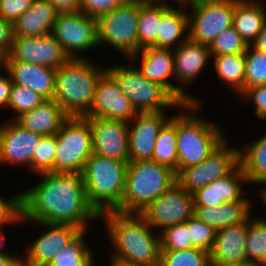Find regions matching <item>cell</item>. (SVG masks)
I'll list each match as a JSON object with an SVG mask.
<instances>
[{"mask_svg": "<svg viewBox=\"0 0 266 266\" xmlns=\"http://www.w3.org/2000/svg\"><path fill=\"white\" fill-rule=\"evenodd\" d=\"M38 184L21 193V219L26 222L69 224L88 230L100 214L89 203L80 172L37 174Z\"/></svg>", "mask_w": 266, "mask_h": 266, "instance_id": "6da1fadb", "label": "cell"}, {"mask_svg": "<svg viewBox=\"0 0 266 266\" xmlns=\"http://www.w3.org/2000/svg\"><path fill=\"white\" fill-rule=\"evenodd\" d=\"M100 221L105 222L112 246L109 258L159 266L161 251L159 232L152 230L140 214L105 211L100 214Z\"/></svg>", "mask_w": 266, "mask_h": 266, "instance_id": "7a4b0ae2", "label": "cell"}, {"mask_svg": "<svg viewBox=\"0 0 266 266\" xmlns=\"http://www.w3.org/2000/svg\"><path fill=\"white\" fill-rule=\"evenodd\" d=\"M86 56L70 58L56 69L53 100L69 117H84L91 109L99 78L106 72Z\"/></svg>", "mask_w": 266, "mask_h": 266, "instance_id": "3957f363", "label": "cell"}, {"mask_svg": "<svg viewBox=\"0 0 266 266\" xmlns=\"http://www.w3.org/2000/svg\"><path fill=\"white\" fill-rule=\"evenodd\" d=\"M202 106L193 102L176 110L178 173L205 160L226 138L222 125L198 114Z\"/></svg>", "mask_w": 266, "mask_h": 266, "instance_id": "277c9868", "label": "cell"}, {"mask_svg": "<svg viewBox=\"0 0 266 266\" xmlns=\"http://www.w3.org/2000/svg\"><path fill=\"white\" fill-rule=\"evenodd\" d=\"M177 182L176 172L154 160L129 162L120 213L140 214Z\"/></svg>", "mask_w": 266, "mask_h": 266, "instance_id": "5b68a950", "label": "cell"}, {"mask_svg": "<svg viewBox=\"0 0 266 266\" xmlns=\"http://www.w3.org/2000/svg\"><path fill=\"white\" fill-rule=\"evenodd\" d=\"M127 165L94 153L86 161L82 175L87 199L99 214L121 205Z\"/></svg>", "mask_w": 266, "mask_h": 266, "instance_id": "8992f818", "label": "cell"}, {"mask_svg": "<svg viewBox=\"0 0 266 266\" xmlns=\"http://www.w3.org/2000/svg\"><path fill=\"white\" fill-rule=\"evenodd\" d=\"M127 65L114 64L106 71L115 79L120 90L137 112L166 111L178 109L182 104L161 84L148 80L130 61Z\"/></svg>", "mask_w": 266, "mask_h": 266, "instance_id": "52a82bcc", "label": "cell"}, {"mask_svg": "<svg viewBox=\"0 0 266 266\" xmlns=\"http://www.w3.org/2000/svg\"><path fill=\"white\" fill-rule=\"evenodd\" d=\"M139 0H127L97 19L98 46L112 47L126 59L139 52Z\"/></svg>", "mask_w": 266, "mask_h": 266, "instance_id": "ba28073f", "label": "cell"}, {"mask_svg": "<svg viewBox=\"0 0 266 266\" xmlns=\"http://www.w3.org/2000/svg\"><path fill=\"white\" fill-rule=\"evenodd\" d=\"M54 173L80 172L93 154L89 117H68L56 133Z\"/></svg>", "mask_w": 266, "mask_h": 266, "instance_id": "9c48e42d", "label": "cell"}, {"mask_svg": "<svg viewBox=\"0 0 266 266\" xmlns=\"http://www.w3.org/2000/svg\"><path fill=\"white\" fill-rule=\"evenodd\" d=\"M189 39L210 46L215 38L233 24L235 0H197L185 2Z\"/></svg>", "mask_w": 266, "mask_h": 266, "instance_id": "30bf717a", "label": "cell"}, {"mask_svg": "<svg viewBox=\"0 0 266 266\" xmlns=\"http://www.w3.org/2000/svg\"><path fill=\"white\" fill-rule=\"evenodd\" d=\"M228 136L199 164L183 168L177 183L190 194L229 174L239 164V148L230 146Z\"/></svg>", "mask_w": 266, "mask_h": 266, "instance_id": "8fae6325", "label": "cell"}, {"mask_svg": "<svg viewBox=\"0 0 266 266\" xmlns=\"http://www.w3.org/2000/svg\"><path fill=\"white\" fill-rule=\"evenodd\" d=\"M51 34L58 40L70 58H84L82 52L99 47L97 20L80 10L59 12Z\"/></svg>", "mask_w": 266, "mask_h": 266, "instance_id": "7c38bea8", "label": "cell"}, {"mask_svg": "<svg viewBox=\"0 0 266 266\" xmlns=\"http://www.w3.org/2000/svg\"><path fill=\"white\" fill-rule=\"evenodd\" d=\"M193 213V195L176 182L152 201L140 215L152 229L161 232L166 227L185 223Z\"/></svg>", "mask_w": 266, "mask_h": 266, "instance_id": "4fadbf2b", "label": "cell"}, {"mask_svg": "<svg viewBox=\"0 0 266 266\" xmlns=\"http://www.w3.org/2000/svg\"><path fill=\"white\" fill-rule=\"evenodd\" d=\"M174 59V81L177 84V100L181 104L197 103L202 105L201 99L187 91V86L193 84L205 70L210 59V49L206 45L187 39L178 47L173 49ZM179 84V85H178ZM186 84V87H185ZM186 91H185V89Z\"/></svg>", "mask_w": 266, "mask_h": 266, "instance_id": "5bb4252c", "label": "cell"}, {"mask_svg": "<svg viewBox=\"0 0 266 266\" xmlns=\"http://www.w3.org/2000/svg\"><path fill=\"white\" fill-rule=\"evenodd\" d=\"M69 59L70 56L50 33L40 37L13 36L10 52L3 61H21L57 69Z\"/></svg>", "mask_w": 266, "mask_h": 266, "instance_id": "9a60e30c", "label": "cell"}, {"mask_svg": "<svg viewBox=\"0 0 266 266\" xmlns=\"http://www.w3.org/2000/svg\"><path fill=\"white\" fill-rule=\"evenodd\" d=\"M35 223V224H34ZM44 227V233L33 240L25 250L22 266H46L53 256L68 246L83 230L69 224L31 222Z\"/></svg>", "mask_w": 266, "mask_h": 266, "instance_id": "2e32d148", "label": "cell"}, {"mask_svg": "<svg viewBox=\"0 0 266 266\" xmlns=\"http://www.w3.org/2000/svg\"><path fill=\"white\" fill-rule=\"evenodd\" d=\"M4 122L0 123V166L21 165L31 172V159L42 135L23 128L15 120Z\"/></svg>", "mask_w": 266, "mask_h": 266, "instance_id": "e0dca14e", "label": "cell"}, {"mask_svg": "<svg viewBox=\"0 0 266 266\" xmlns=\"http://www.w3.org/2000/svg\"><path fill=\"white\" fill-rule=\"evenodd\" d=\"M170 118L164 111L136 113L128 122L129 162L152 159L158 133Z\"/></svg>", "mask_w": 266, "mask_h": 266, "instance_id": "ac0fdd59", "label": "cell"}, {"mask_svg": "<svg viewBox=\"0 0 266 266\" xmlns=\"http://www.w3.org/2000/svg\"><path fill=\"white\" fill-rule=\"evenodd\" d=\"M137 111L120 90L115 79L106 71L97 83L92 107L84 116L129 122Z\"/></svg>", "mask_w": 266, "mask_h": 266, "instance_id": "d6986e66", "label": "cell"}, {"mask_svg": "<svg viewBox=\"0 0 266 266\" xmlns=\"http://www.w3.org/2000/svg\"><path fill=\"white\" fill-rule=\"evenodd\" d=\"M94 154L129 163L128 123L105 118H89Z\"/></svg>", "mask_w": 266, "mask_h": 266, "instance_id": "ffe728a7", "label": "cell"}, {"mask_svg": "<svg viewBox=\"0 0 266 266\" xmlns=\"http://www.w3.org/2000/svg\"><path fill=\"white\" fill-rule=\"evenodd\" d=\"M243 185L249 186L239 163L229 174L194 192V206L217 207L225 202L252 201L246 196L247 190Z\"/></svg>", "mask_w": 266, "mask_h": 266, "instance_id": "44dd1931", "label": "cell"}, {"mask_svg": "<svg viewBox=\"0 0 266 266\" xmlns=\"http://www.w3.org/2000/svg\"><path fill=\"white\" fill-rule=\"evenodd\" d=\"M140 56V60H142L140 61L141 63L138 60ZM128 60L137 67L144 77L161 84L177 99V84L169 81L170 77H173L172 79L174 80V59L172 49L146 47L130 56Z\"/></svg>", "mask_w": 266, "mask_h": 266, "instance_id": "7402d4cb", "label": "cell"}, {"mask_svg": "<svg viewBox=\"0 0 266 266\" xmlns=\"http://www.w3.org/2000/svg\"><path fill=\"white\" fill-rule=\"evenodd\" d=\"M13 84L37 92L45 100L53 99L56 69L21 61H2Z\"/></svg>", "mask_w": 266, "mask_h": 266, "instance_id": "603a6c76", "label": "cell"}, {"mask_svg": "<svg viewBox=\"0 0 266 266\" xmlns=\"http://www.w3.org/2000/svg\"><path fill=\"white\" fill-rule=\"evenodd\" d=\"M248 219L240 224L216 230L213 246L209 252L210 263L247 262L246 233Z\"/></svg>", "mask_w": 266, "mask_h": 266, "instance_id": "cb8c5ba5", "label": "cell"}, {"mask_svg": "<svg viewBox=\"0 0 266 266\" xmlns=\"http://www.w3.org/2000/svg\"><path fill=\"white\" fill-rule=\"evenodd\" d=\"M60 11L46 0H35L13 24V36L40 37L50 34Z\"/></svg>", "mask_w": 266, "mask_h": 266, "instance_id": "d4e9b609", "label": "cell"}, {"mask_svg": "<svg viewBox=\"0 0 266 266\" xmlns=\"http://www.w3.org/2000/svg\"><path fill=\"white\" fill-rule=\"evenodd\" d=\"M175 2L177 5H171L161 16L156 48L173 50L189 38L186 4L178 0Z\"/></svg>", "mask_w": 266, "mask_h": 266, "instance_id": "484cf974", "label": "cell"}, {"mask_svg": "<svg viewBox=\"0 0 266 266\" xmlns=\"http://www.w3.org/2000/svg\"><path fill=\"white\" fill-rule=\"evenodd\" d=\"M68 117L61 106L50 99L33 110L22 113L15 121L27 130L48 136L56 134Z\"/></svg>", "mask_w": 266, "mask_h": 266, "instance_id": "4316f807", "label": "cell"}, {"mask_svg": "<svg viewBox=\"0 0 266 266\" xmlns=\"http://www.w3.org/2000/svg\"><path fill=\"white\" fill-rule=\"evenodd\" d=\"M252 205L251 201H232L217 207L194 206L193 216L218 230L246 221L253 215Z\"/></svg>", "mask_w": 266, "mask_h": 266, "instance_id": "83f0119b", "label": "cell"}, {"mask_svg": "<svg viewBox=\"0 0 266 266\" xmlns=\"http://www.w3.org/2000/svg\"><path fill=\"white\" fill-rule=\"evenodd\" d=\"M258 2L259 0H235L232 26L247 46L254 42L266 22V7Z\"/></svg>", "mask_w": 266, "mask_h": 266, "instance_id": "f1b7e54d", "label": "cell"}, {"mask_svg": "<svg viewBox=\"0 0 266 266\" xmlns=\"http://www.w3.org/2000/svg\"><path fill=\"white\" fill-rule=\"evenodd\" d=\"M171 6L168 0H139L138 45L139 51L156 47V38L162 14Z\"/></svg>", "mask_w": 266, "mask_h": 266, "instance_id": "f546056e", "label": "cell"}, {"mask_svg": "<svg viewBox=\"0 0 266 266\" xmlns=\"http://www.w3.org/2000/svg\"><path fill=\"white\" fill-rule=\"evenodd\" d=\"M248 144L239 147V163L248 184L258 186L266 179V133Z\"/></svg>", "mask_w": 266, "mask_h": 266, "instance_id": "4dcf8cb0", "label": "cell"}, {"mask_svg": "<svg viewBox=\"0 0 266 266\" xmlns=\"http://www.w3.org/2000/svg\"><path fill=\"white\" fill-rule=\"evenodd\" d=\"M211 57L215 75L227 89L240 96L244 92L245 53Z\"/></svg>", "mask_w": 266, "mask_h": 266, "instance_id": "1f68e13d", "label": "cell"}, {"mask_svg": "<svg viewBox=\"0 0 266 266\" xmlns=\"http://www.w3.org/2000/svg\"><path fill=\"white\" fill-rule=\"evenodd\" d=\"M178 174L176 114L163 125L156 139L152 159Z\"/></svg>", "mask_w": 266, "mask_h": 266, "instance_id": "d6a6232c", "label": "cell"}, {"mask_svg": "<svg viewBox=\"0 0 266 266\" xmlns=\"http://www.w3.org/2000/svg\"><path fill=\"white\" fill-rule=\"evenodd\" d=\"M87 232L83 230L68 246L55 254L46 266H97L95 253L85 240Z\"/></svg>", "mask_w": 266, "mask_h": 266, "instance_id": "836d02e7", "label": "cell"}, {"mask_svg": "<svg viewBox=\"0 0 266 266\" xmlns=\"http://www.w3.org/2000/svg\"><path fill=\"white\" fill-rule=\"evenodd\" d=\"M255 216L248 218L245 247L247 261L257 266H266V219Z\"/></svg>", "mask_w": 266, "mask_h": 266, "instance_id": "e575fe53", "label": "cell"}, {"mask_svg": "<svg viewBox=\"0 0 266 266\" xmlns=\"http://www.w3.org/2000/svg\"><path fill=\"white\" fill-rule=\"evenodd\" d=\"M159 266H210V255L199 248L161 250Z\"/></svg>", "mask_w": 266, "mask_h": 266, "instance_id": "d590c367", "label": "cell"}, {"mask_svg": "<svg viewBox=\"0 0 266 266\" xmlns=\"http://www.w3.org/2000/svg\"><path fill=\"white\" fill-rule=\"evenodd\" d=\"M266 84V52L249 45L245 52L244 91Z\"/></svg>", "mask_w": 266, "mask_h": 266, "instance_id": "8d00e7d4", "label": "cell"}, {"mask_svg": "<svg viewBox=\"0 0 266 266\" xmlns=\"http://www.w3.org/2000/svg\"><path fill=\"white\" fill-rule=\"evenodd\" d=\"M57 150L56 134L42 136L39 145L31 159V171L33 173H54V159Z\"/></svg>", "mask_w": 266, "mask_h": 266, "instance_id": "74e56055", "label": "cell"}, {"mask_svg": "<svg viewBox=\"0 0 266 266\" xmlns=\"http://www.w3.org/2000/svg\"><path fill=\"white\" fill-rule=\"evenodd\" d=\"M45 99L37 92L26 87L12 84L10 89V98L7 109L12 110L13 117H8L10 120H15L24 112L31 111L39 106Z\"/></svg>", "mask_w": 266, "mask_h": 266, "instance_id": "f35d334b", "label": "cell"}, {"mask_svg": "<svg viewBox=\"0 0 266 266\" xmlns=\"http://www.w3.org/2000/svg\"><path fill=\"white\" fill-rule=\"evenodd\" d=\"M247 44L233 26L221 32L209 46L211 56L245 53Z\"/></svg>", "mask_w": 266, "mask_h": 266, "instance_id": "ab89813d", "label": "cell"}, {"mask_svg": "<svg viewBox=\"0 0 266 266\" xmlns=\"http://www.w3.org/2000/svg\"><path fill=\"white\" fill-rule=\"evenodd\" d=\"M160 235V250H184L194 248L191 244L187 221L166 227Z\"/></svg>", "mask_w": 266, "mask_h": 266, "instance_id": "60d3db41", "label": "cell"}, {"mask_svg": "<svg viewBox=\"0 0 266 266\" xmlns=\"http://www.w3.org/2000/svg\"><path fill=\"white\" fill-rule=\"evenodd\" d=\"M187 228L192 246L209 253L213 246L216 230L195 216L187 221Z\"/></svg>", "mask_w": 266, "mask_h": 266, "instance_id": "b9f144b4", "label": "cell"}, {"mask_svg": "<svg viewBox=\"0 0 266 266\" xmlns=\"http://www.w3.org/2000/svg\"><path fill=\"white\" fill-rule=\"evenodd\" d=\"M23 222L21 219V193H17L9 199H5L0 194V228Z\"/></svg>", "mask_w": 266, "mask_h": 266, "instance_id": "7bdbcfd3", "label": "cell"}, {"mask_svg": "<svg viewBox=\"0 0 266 266\" xmlns=\"http://www.w3.org/2000/svg\"><path fill=\"white\" fill-rule=\"evenodd\" d=\"M127 0H80L79 10L87 16L98 19L111 12Z\"/></svg>", "mask_w": 266, "mask_h": 266, "instance_id": "ee69618b", "label": "cell"}, {"mask_svg": "<svg viewBox=\"0 0 266 266\" xmlns=\"http://www.w3.org/2000/svg\"><path fill=\"white\" fill-rule=\"evenodd\" d=\"M35 0H0V17L12 24L34 3Z\"/></svg>", "mask_w": 266, "mask_h": 266, "instance_id": "f6af8a7d", "label": "cell"}, {"mask_svg": "<svg viewBox=\"0 0 266 266\" xmlns=\"http://www.w3.org/2000/svg\"><path fill=\"white\" fill-rule=\"evenodd\" d=\"M239 98L254 103L255 116L260 120L266 119V84L246 89Z\"/></svg>", "mask_w": 266, "mask_h": 266, "instance_id": "bcb514c9", "label": "cell"}, {"mask_svg": "<svg viewBox=\"0 0 266 266\" xmlns=\"http://www.w3.org/2000/svg\"><path fill=\"white\" fill-rule=\"evenodd\" d=\"M12 23L0 17V59L3 61L9 54L12 45Z\"/></svg>", "mask_w": 266, "mask_h": 266, "instance_id": "7dc6e473", "label": "cell"}, {"mask_svg": "<svg viewBox=\"0 0 266 266\" xmlns=\"http://www.w3.org/2000/svg\"><path fill=\"white\" fill-rule=\"evenodd\" d=\"M7 74L0 73V109L7 110L9 98H10V89L12 86L11 78L6 70H3ZM0 110V111H1Z\"/></svg>", "mask_w": 266, "mask_h": 266, "instance_id": "c3c4849f", "label": "cell"}, {"mask_svg": "<svg viewBox=\"0 0 266 266\" xmlns=\"http://www.w3.org/2000/svg\"><path fill=\"white\" fill-rule=\"evenodd\" d=\"M60 12L79 11L80 0H46Z\"/></svg>", "mask_w": 266, "mask_h": 266, "instance_id": "681fc988", "label": "cell"}, {"mask_svg": "<svg viewBox=\"0 0 266 266\" xmlns=\"http://www.w3.org/2000/svg\"><path fill=\"white\" fill-rule=\"evenodd\" d=\"M0 266H22L21 256L14 253L11 255H0Z\"/></svg>", "mask_w": 266, "mask_h": 266, "instance_id": "f907efd6", "label": "cell"}, {"mask_svg": "<svg viewBox=\"0 0 266 266\" xmlns=\"http://www.w3.org/2000/svg\"><path fill=\"white\" fill-rule=\"evenodd\" d=\"M251 46L254 49L266 52V22L264 23L261 32L258 34Z\"/></svg>", "mask_w": 266, "mask_h": 266, "instance_id": "816d5d0a", "label": "cell"}, {"mask_svg": "<svg viewBox=\"0 0 266 266\" xmlns=\"http://www.w3.org/2000/svg\"><path fill=\"white\" fill-rule=\"evenodd\" d=\"M109 262L111 266H147V265H142V264L129 263V262L122 261L120 259H114V258H110Z\"/></svg>", "mask_w": 266, "mask_h": 266, "instance_id": "f5cc1de1", "label": "cell"}, {"mask_svg": "<svg viewBox=\"0 0 266 266\" xmlns=\"http://www.w3.org/2000/svg\"><path fill=\"white\" fill-rule=\"evenodd\" d=\"M6 239H5V233H4V230L3 228H0V255H11L8 251L6 253V250H3L5 249L6 245ZM3 250V251H2ZM5 251V252H4Z\"/></svg>", "mask_w": 266, "mask_h": 266, "instance_id": "db71d44e", "label": "cell"}, {"mask_svg": "<svg viewBox=\"0 0 266 266\" xmlns=\"http://www.w3.org/2000/svg\"><path fill=\"white\" fill-rule=\"evenodd\" d=\"M210 266H257L253 263L242 262V263H232V264H222V263H210Z\"/></svg>", "mask_w": 266, "mask_h": 266, "instance_id": "11a10c76", "label": "cell"}, {"mask_svg": "<svg viewBox=\"0 0 266 266\" xmlns=\"http://www.w3.org/2000/svg\"><path fill=\"white\" fill-rule=\"evenodd\" d=\"M262 184H263V185H262ZM259 186H261V189H260V188L258 189V190L260 191L259 194L261 193V194H260V196H261L260 199H262V203H263V205L266 206V179L263 180V181L260 183Z\"/></svg>", "mask_w": 266, "mask_h": 266, "instance_id": "9f6ffc18", "label": "cell"}, {"mask_svg": "<svg viewBox=\"0 0 266 266\" xmlns=\"http://www.w3.org/2000/svg\"><path fill=\"white\" fill-rule=\"evenodd\" d=\"M0 68H2V60L0 59Z\"/></svg>", "mask_w": 266, "mask_h": 266, "instance_id": "6f0895ef", "label": "cell"}]
</instances>
